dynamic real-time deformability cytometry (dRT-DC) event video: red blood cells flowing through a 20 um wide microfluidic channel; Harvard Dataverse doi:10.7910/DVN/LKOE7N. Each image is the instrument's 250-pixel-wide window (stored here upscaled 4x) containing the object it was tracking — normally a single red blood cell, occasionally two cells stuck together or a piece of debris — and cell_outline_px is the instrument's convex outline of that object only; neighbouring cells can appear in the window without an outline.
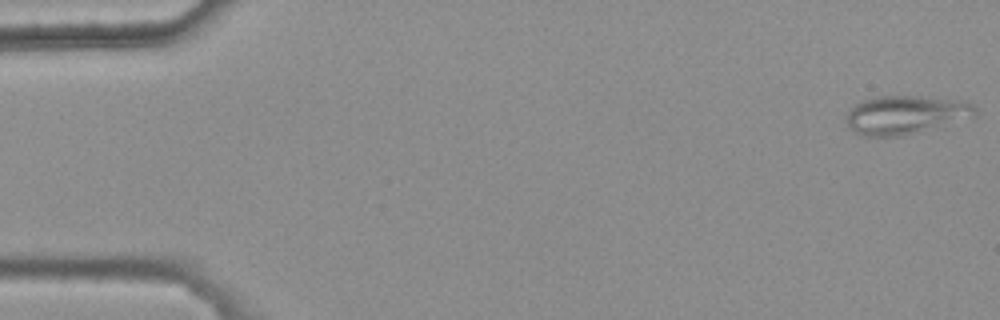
{"species": "common noctule bat (a hibernating species)", "species_latin": "Nyctalus noctula", "temperature_condition": "warm", "stored_images_in_passage": 17, "camera_frame_rate_fps": 3000, "um_per_image_px": 0.085, "animal": {"sex": "female", "body_mass_g": 25.1}, "frame": {"image": 1, "passage_image": 1, "time_ms": 0.0, "image_size_px": [1000, 320], "cell_outline_px": [[976, 116], [944, 128], [900, 136], [864, 136], [856, 132], [844, 120], [844, 116], [856, 104], [864, 100], [876, 96], [920, 96], [968, 100], [976, 108]], "centroid_in_image_um": [77.08, 9.77], "position_along_channel_um": 7.9, "area_um2": 29.77}}